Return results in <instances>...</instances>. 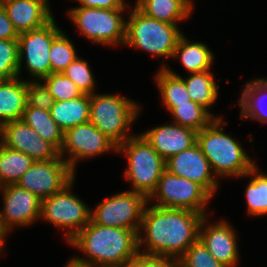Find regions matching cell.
I'll return each instance as SVG.
<instances>
[{"mask_svg": "<svg viewBox=\"0 0 267 267\" xmlns=\"http://www.w3.org/2000/svg\"><path fill=\"white\" fill-rule=\"evenodd\" d=\"M149 204L145 205L137 235L138 253L179 259L199 239L200 224L205 216L196 211ZM143 245L146 250L141 252Z\"/></svg>", "mask_w": 267, "mask_h": 267, "instance_id": "cell-1", "label": "cell"}, {"mask_svg": "<svg viewBox=\"0 0 267 267\" xmlns=\"http://www.w3.org/2000/svg\"><path fill=\"white\" fill-rule=\"evenodd\" d=\"M72 247L85 253V261L92 267H123L138 253V236L133 230L106 227L89 223L69 242Z\"/></svg>", "mask_w": 267, "mask_h": 267, "instance_id": "cell-2", "label": "cell"}, {"mask_svg": "<svg viewBox=\"0 0 267 267\" xmlns=\"http://www.w3.org/2000/svg\"><path fill=\"white\" fill-rule=\"evenodd\" d=\"M222 118H215L197 132L196 143L209 161L215 177H245L256 163L253 162L240 142L223 132Z\"/></svg>", "mask_w": 267, "mask_h": 267, "instance_id": "cell-3", "label": "cell"}, {"mask_svg": "<svg viewBox=\"0 0 267 267\" xmlns=\"http://www.w3.org/2000/svg\"><path fill=\"white\" fill-rule=\"evenodd\" d=\"M128 13L124 45L149 52L155 57L172 58L177 42L183 34L178 25L149 17L135 5Z\"/></svg>", "mask_w": 267, "mask_h": 267, "instance_id": "cell-4", "label": "cell"}, {"mask_svg": "<svg viewBox=\"0 0 267 267\" xmlns=\"http://www.w3.org/2000/svg\"><path fill=\"white\" fill-rule=\"evenodd\" d=\"M140 110L138 103L125 96L96 92L90 95L89 121L117 146L135 135L129 134L128 129Z\"/></svg>", "mask_w": 267, "mask_h": 267, "instance_id": "cell-5", "label": "cell"}, {"mask_svg": "<svg viewBox=\"0 0 267 267\" xmlns=\"http://www.w3.org/2000/svg\"><path fill=\"white\" fill-rule=\"evenodd\" d=\"M117 152L127 156L124 177L132 183L130 191L143 194L148 199L166 170L165 160L141 134L128 138L118 146Z\"/></svg>", "mask_w": 267, "mask_h": 267, "instance_id": "cell-6", "label": "cell"}, {"mask_svg": "<svg viewBox=\"0 0 267 267\" xmlns=\"http://www.w3.org/2000/svg\"><path fill=\"white\" fill-rule=\"evenodd\" d=\"M125 11L126 9L74 7L67 14L80 34L90 41L115 46L124 45L126 40V20L122 15Z\"/></svg>", "mask_w": 267, "mask_h": 267, "instance_id": "cell-7", "label": "cell"}, {"mask_svg": "<svg viewBox=\"0 0 267 267\" xmlns=\"http://www.w3.org/2000/svg\"><path fill=\"white\" fill-rule=\"evenodd\" d=\"M155 198L154 206L186 209L207 216L206 205L212 196L200 184L165 170L148 202Z\"/></svg>", "mask_w": 267, "mask_h": 267, "instance_id": "cell-8", "label": "cell"}, {"mask_svg": "<svg viewBox=\"0 0 267 267\" xmlns=\"http://www.w3.org/2000/svg\"><path fill=\"white\" fill-rule=\"evenodd\" d=\"M74 180L62 191L42 200L41 218L58 228L65 229L68 243L91 220V210L72 193Z\"/></svg>", "mask_w": 267, "mask_h": 267, "instance_id": "cell-9", "label": "cell"}, {"mask_svg": "<svg viewBox=\"0 0 267 267\" xmlns=\"http://www.w3.org/2000/svg\"><path fill=\"white\" fill-rule=\"evenodd\" d=\"M104 199L91 209V221L106 227L133 230L138 235L148 199L129 190Z\"/></svg>", "mask_w": 267, "mask_h": 267, "instance_id": "cell-10", "label": "cell"}, {"mask_svg": "<svg viewBox=\"0 0 267 267\" xmlns=\"http://www.w3.org/2000/svg\"><path fill=\"white\" fill-rule=\"evenodd\" d=\"M62 32L53 18L45 26L22 32L18 37L19 77L23 60L27 71L35 80H42L51 73L49 53L53 40ZM25 58V59H24Z\"/></svg>", "mask_w": 267, "mask_h": 267, "instance_id": "cell-11", "label": "cell"}, {"mask_svg": "<svg viewBox=\"0 0 267 267\" xmlns=\"http://www.w3.org/2000/svg\"><path fill=\"white\" fill-rule=\"evenodd\" d=\"M75 172L63 159L37 160L16 183L41 201L62 191L75 180Z\"/></svg>", "mask_w": 267, "mask_h": 267, "instance_id": "cell-12", "label": "cell"}, {"mask_svg": "<svg viewBox=\"0 0 267 267\" xmlns=\"http://www.w3.org/2000/svg\"><path fill=\"white\" fill-rule=\"evenodd\" d=\"M113 150L117 153L118 146L88 121L64 132V141L59 154L63 159L65 154L69 155L64 160L76 172L78 160H85Z\"/></svg>", "mask_w": 267, "mask_h": 267, "instance_id": "cell-13", "label": "cell"}, {"mask_svg": "<svg viewBox=\"0 0 267 267\" xmlns=\"http://www.w3.org/2000/svg\"><path fill=\"white\" fill-rule=\"evenodd\" d=\"M4 207L0 210V227L7 235L14 226L32 225L41 218L42 201L33 193L17 184L0 188Z\"/></svg>", "mask_w": 267, "mask_h": 267, "instance_id": "cell-14", "label": "cell"}, {"mask_svg": "<svg viewBox=\"0 0 267 267\" xmlns=\"http://www.w3.org/2000/svg\"><path fill=\"white\" fill-rule=\"evenodd\" d=\"M0 142L10 149L26 154L35 161L60 158L59 150L52 143L40 137L22 120L3 124Z\"/></svg>", "mask_w": 267, "mask_h": 267, "instance_id": "cell-15", "label": "cell"}, {"mask_svg": "<svg viewBox=\"0 0 267 267\" xmlns=\"http://www.w3.org/2000/svg\"><path fill=\"white\" fill-rule=\"evenodd\" d=\"M165 165L168 172L200 184L211 196L218 189L217 177L197 143L169 157Z\"/></svg>", "mask_w": 267, "mask_h": 267, "instance_id": "cell-16", "label": "cell"}, {"mask_svg": "<svg viewBox=\"0 0 267 267\" xmlns=\"http://www.w3.org/2000/svg\"><path fill=\"white\" fill-rule=\"evenodd\" d=\"M207 218L201 221L199 239L217 261L226 267H236L239 259L236 231L226 221L209 224Z\"/></svg>", "mask_w": 267, "mask_h": 267, "instance_id": "cell-17", "label": "cell"}, {"mask_svg": "<svg viewBox=\"0 0 267 267\" xmlns=\"http://www.w3.org/2000/svg\"><path fill=\"white\" fill-rule=\"evenodd\" d=\"M141 135L166 161L169 157L192 147L196 143L197 132L172 122L152 127Z\"/></svg>", "mask_w": 267, "mask_h": 267, "instance_id": "cell-18", "label": "cell"}, {"mask_svg": "<svg viewBox=\"0 0 267 267\" xmlns=\"http://www.w3.org/2000/svg\"><path fill=\"white\" fill-rule=\"evenodd\" d=\"M17 32L39 29L54 16L44 0H1Z\"/></svg>", "mask_w": 267, "mask_h": 267, "instance_id": "cell-19", "label": "cell"}, {"mask_svg": "<svg viewBox=\"0 0 267 267\" xmlns=\"http://www.w3.org/2000/svg\"><path fill=\"white\" fill-rule=\"evenodd\" d=\"M26 100V81L19 77L0 81V125L21 120Z\"/></svg>", "mask_w": 267, "mask_h": 267, "instance_id": "cell-20", "label": "cell"}, {"mask_svg": "<svg viewBox=\"0 0 267 267\" xmlns=\"http://www.w3.org/2000/svg\"><path fill=\"white\" fill-rule=\"evenodd\" d=\"M50 115L64 132L86 123L90 118V95L83 94L69 100L54 101Z\"/></svg>", "mask_w": 267, "mask_h": 267, "instance_id": "cell-21", "label": "cell"}, {"mask_svg": "<svg viewBox=\"0 0 267 267\" xmlns=\"http://www.w3.org/2000/svg\"><path fill=\"white\" fill-rule=\"evenodd\" d=\"M172 58H178L187 72L198 73L210 70L214 55L205 43L190 42L182 34L177 42Z\"/></svg>", "mask_w": 267, "mask_h": 267, "instance_id": "cell-22", "label": "cell"}, {"mask_svg": "<svg viewBox=\"0 0 267 267\" xmlns=\"http://www.w3.org/2000/svg\"><path fill=\"white\" fill-rule=\"evenodd\" d=\"M267 79H253L245 84L238 104L241 109V118H251L267 123Z\"/></svg>", "mask_w": 267, "mask_h": 267, "instance_id": "cell-23", "label": "cell"}, {"mask_svg": "<svg viewBox=\"0 0 267 267\" xmlns=\"http://www.w3.org/2000/svg\"><path fill=\"white\" fill-rule=\"evenodd\" d=\"M136 7L149 17L174 25L192 13L184 0H141Z\"/></svg>", "mask_w": 267, "mask_h": 267, "instance_id": "cell-24", "label": "cell"}, {"mask_svg": "<svg viewBox=\"0 0 267 267\" xmlns=\"http://www.w3.org/2000/svg\"><path fill=\"white\" fill-rule=\"evenodd\" d=\"M21 120L60 151L64 141V131L51 117L50 111L26 105Z\"/></svg>", "mask_w": 267, "mask_h": 267, "instance_id": "cell-25", "label": "cell"}, {"mask_svg": "<svg viewBox=\"0 0 267 267\" xmlns=\"http://www.w3.org/2000/svg\"><path fill=\"white\" fill-rule=\"evenodd\" d=\"M171 116L173 122L183 127L191 128L196 132L208 126L215 118H222V116L214 117L206 108L193 102L183 104H164Z\"/></svg>", "mask_w": 267, "mask_h": 267, "instance_id": "cell-26", "label": "cell"}, {"mask_svg": "<svg viewBox=\"0 0 267 267\" xmlns=\"http://www.w3.org/2000/svg\"><path fill=\"white\" fill-rule=\"evenodd\" d=\"M188 94L193 102L209 110L218 98L219 85L214 80V74L210 70L198 73H191L187 78L180 76Z\"/></svg>", "mask_w": 267, "mask_h": 267, "instance_id": "cell-27", "label": "cell"}, {"mask_svg": "<svg viewBox=\"0 0 267 267\" xmlns=\"http://www.w3.org/2000/svg\"><path fill=\"white\" fill-rule=\"evenodd\" d=\"M35 160L26 154L10 149L0 142V184H16Z\"/></svg>", "mask_w": 267, "mask_h": 267, "instance_id": "cell-28", "label": "cell"}, {"mask_svg": "<svg viewBox=\"0 0 267 267\" xmlns=\"http://www.w3.org/2000/svg\"><path fill=\"white\" fill-rule=\"evenodd\" d=\"M155 75V83L160 90L163 104H183L191 100L186 85L179 74L173 72L165 63Z\"/></svg>", "mask_w": 267, "mask_h": 267, "instance_id": "cell-29", "label": "cell"}, {"mask_svg": "<svg viewBox=\"0 0 267 267\" xmlns=\"http://www.w3.org/2000/svg\"><path fill=\"white\" fill-rule=\"evenodd\" d=\"M259 171L255 165L245 175L252 177L245 190L247 213L256 217L267 215V174Z\"/></svg>", "mask_w": 267, "mask_h": 267, "instance_id": "cell-30", "label": "cell"}, {"mask_svg": "<svg viewBox=\"0 0 267 267\" xmlns=\"http://www.w3.org/2000/svg\"><path fill=\"white\" fill-rule=\"evenodd\" d=\"M77 57L73 43L61 32L52 43L49 53L51 73H62Z\"/></svg>", "mask_w": 267, "mask_h": 267, "instance_id": "cell-31", "label": "cell"}, {"mask_svg": "<svg viewBox=\"0 0 267 267\" xmlns=\"http://www.w3.org/2000/svg\"><path fill=\"white\" fill-rule=\"evenodd\" d=\"M18 39H0V81L19 77Z\"/></svg>", "mask_w": 267, "mask_h": 267, "instance_id": "cell-32", "label": "cell"}, {"mask_svg": "<svg viewBox=\"0 0 267 267\" xmlns=\"http://www.w3.org/2000/svg\"><path fill=\"white\" fill-rule=\"evenodd\" d=\"M55 101H64L80 97L82 91L63 73H50L42 79Z\"/></svg>", "mask_w": 267, "mask_h": 267, "instance_id": "cell-33", "label": "cell"}, {"mask_svg": "<svg viewBox=\"0 0 267 267\" xmlns=\"http://www.w3.org/2000/svg\"><path fill=\"white\" fill-rule=\"evenodd\" d=\"M62 73L74 82L83 94L95 93V79L87 61L77 56Z\"/></svg>", "mask_w": 267, "mask_h": 267, "instance_id": "cell-34", "label": "cell"}, {"mask_svg": "<svg viewBox=\"0 0 267 267\" xmlns=\"http://www.w3.org/2000/svg\"><path fill=\"white\" fill-rule=\"evenodd\" d=\"M178 260L180 267H226L214 258L200 239L193 243Z\"/></svg>", "mask_w": 267, "mask_h": 267, "instance_id": "cell-35", "label": "cell"}, {"mask_svg": "<svg viewBox=\"0 0 267 267\" xmlns=\"http://www.w3.org/2000/svg\"><path fill=\"white\" fill-rule=\"evenodd\" d=\"M26 98L27 106L47 111H50L55 101L46 85L41 80L39 82L34 78L33 81L29 79L26 81Z\"/></svg>", "mask_w": 267, "mask_h": 267, "instance_id": "cell-36", "label": "cell"}, {"mask_svg": "<svg viewBox=\"0 0 267 267\" xmlns=\"http://www.w3.org/2000/svg\"><path fill=\"white\" fill-rule=\"evenodd\" d=\"M123 267H180L179 260L175 258L144 256L138 254L128 260Z\"/></svg>", "mask_w": 267, "mask_h": 267, "instance_id": "cell-37", "label": "cell"}, {"mask_svg": "<svg viewBox=\"0 0 267 267\" xmlns=\"http://www.w3.org/2000/svg\"><path fill=\"white\" fill-rule=\"evenodd\" d=\"M19 33L8 17L4 4L0 0V39H18Z\"/></svg>", "mask_w": 267, "mask_h": 267, "instance_id": "cell-38", "label": "cell"}, {"mask_svg": "<svg viewBox=\"0 0 267 267\" xmlns=\"http://www.w3.org/2000/svg\"><path fill=\"white\" fill-rule=\"evenodd\" d=\"M77 1L81 4L78 7L101 8V9H127V11L129 8H131L127 6L125 0H77Z\"/></svg>", "mask_w": 267, "mask_h": 267, "instance_id": "cell-39", "label": "cell"}, {"mask_svg": "<svg viewBox=\"0 0 267 267\" xmlns=\"http://www.w3.org/2000/svg\"><path fill=\"white\" fill-rule=\"evenodd\" d=\"M66 267H92V266L86 263L85 261L78 259L75 256L71 260L68 261V263L66 264Z\"/></svg>", "mask_w": 267, "mask_h": 267, "instance_id": "cell-40", "label": "cell"}, {"mask_svg": "<svg viewBox=\"0 0 267 267\" xmlns=\"http://www.w3.org/2000/svg\"><path fill=\"white\" fill-rule=\"evenodd\" d=\"M6 236H8V235H6V234L2 231V229H1V227H0V246H4V244H5V240H6Z\"/></svg>", "mask_w": 267, "mask_h": 267, "instance_id": "cell-41", "label": "cell"}, {"mask_svg": "<svg viewBox=\"0 0 267 267\" xmlns=\"http://www.w3.org/2000/svg\"><path fill=\"white\" fill-rule=\"evenodd\" d=\"M184 1L190 6L191 9H193L194 6L193 0H184Z\"/></svg>", "mask_w": 267, "mask_h": 267, "instance_id": "cell-42", "label": "cell"}, {"mask_svg": "<svg viewBox=\"0 0 267 267\" xmlns=\"http://www.w3.org/2000/svg\"><path fill=\"white\" fill-rule=\"evenodd\" d=\"M4 249V246H0V253H3L2 251H4L3 250ZM1 255V254H0Z\"/></svg>", "mask_w": 267, "mask_h": 267, "instance_id": "cell-43", "label": "cell"}, {"mask_svg": "<svg viewBox=\"0 0 267 267\" xmlns=\"http://www.w3.org/2000/svg\"><path fill=\"white\" fill-rule=\"evenodd\" d=\"M141 0H137L135 6L140 2Z\"/></svg>", "mask_w": 267, "mask_h": 267, "instance_id": "cell-44", "label": "cell"}]
</instances>
